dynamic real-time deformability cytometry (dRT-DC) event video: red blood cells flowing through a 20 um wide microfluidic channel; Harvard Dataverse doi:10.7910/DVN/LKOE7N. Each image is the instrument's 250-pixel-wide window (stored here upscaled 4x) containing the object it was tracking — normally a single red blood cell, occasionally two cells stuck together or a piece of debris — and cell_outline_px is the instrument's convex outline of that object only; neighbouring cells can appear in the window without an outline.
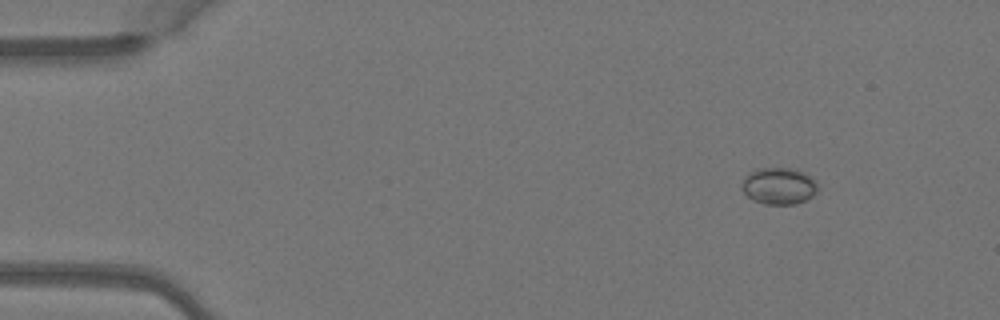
{"species": "Egyptian fruit bat (a non-hibernating species)", "species_latin": "Rousettus aegyptiacus", "temperature_condition": "warm", "stored_images_in_passage": 7, "camera_frame_rate_fps": 3000, "um_per_image_px": 0.085, "animal": {"sex": "female"}, "frame": {"image": 1, "passage_image": 2, "time_ms": 0.333, "image_size_px": [1000, 320], "cell_outline_px": [[816, 192], [812, 196], [796, 204], [764, 204], [752, 200], [740, 188], [744, 176], [748, 172], [760, 168], [792, 168], [804, 172], [816, 180]], "centroid_in_image_um": [66.17, 15.8], "position_along_channel_um": 18.8, "area_um2": 16.36}}
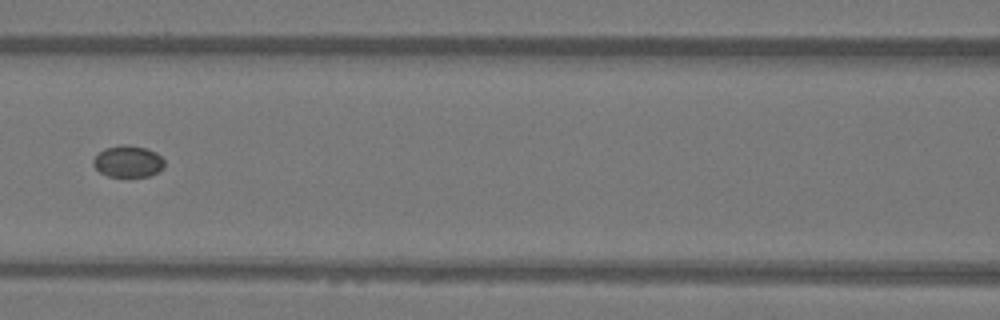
{"frame": {"image": 2, "passage_image": 6, "time_ms": 1.667, "image_size_px": [1000, 320], "cell_outline_px": [[164, 168], [160, 172], [148, 176], [108, 176], [100, 172], [92, 164], [92, 160], [104, 148], [120, 144], [128, 144], [144, 148], [156, 152], [164, 160]], "centroid_in_image_um": [10.89, 13.71], "position_along_channel_um": 155.7, "area_um2": 13.18}}
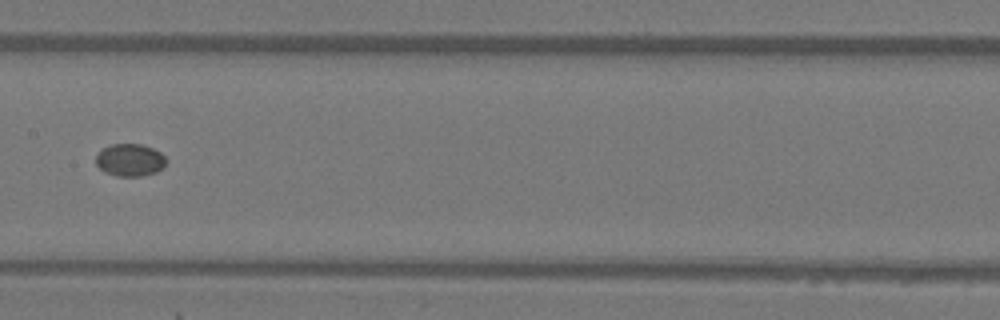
{"frame": {"image": 3, "passage_image": 7, "time_ms": 2.0, "image_size_px": [1000, 320], "cell_outline_px": [[168, 160], [164, 168], [156, 172], [140, 176], [116, 176], [104, 172], [96, 164], [96, 156], [104, 148], [112, 144], [140, 144], [152, 148], [160, 152]], "centroid_in_image_um": [11.08, 13.61], "position_along_channel_um": 196.3, "area_um2": 13.29}}